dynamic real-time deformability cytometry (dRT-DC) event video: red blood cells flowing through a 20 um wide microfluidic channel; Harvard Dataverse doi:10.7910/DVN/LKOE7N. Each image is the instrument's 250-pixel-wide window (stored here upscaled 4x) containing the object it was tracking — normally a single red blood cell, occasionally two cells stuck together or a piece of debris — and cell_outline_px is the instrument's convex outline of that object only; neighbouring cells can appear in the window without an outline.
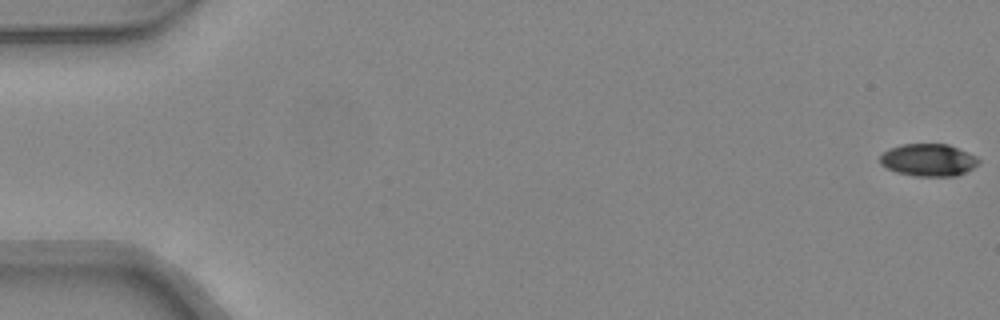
{"species": "common noctule bat (a hibernating species)", "species_latin": "Nyctalus noctula", "temperature_condition": "warm", "stored_images_in_passage": 16, "camera_frame_rate_fps": 3000, "um_per_image_px": 0.085, "animal": {"sex": "female", "body_mass_g": 24.6, "forearm_length_mm": 56.2}, "frame": {"image": 1, "passage_image": 1, "time_ms": 0.0, "image_size_px": [1000, 320], "cell_outline_px": [[980, 160], [972, 168], [956, 176], [912, 176], [896, 172], [880, 164], [880, 156], [888, 148], [900, 144], [948, 144], [976, 156]], "centroid_in_image_um": [78.87, 13.6], "position_along_channel_um": 6.1, "area_um2": 18.55}}
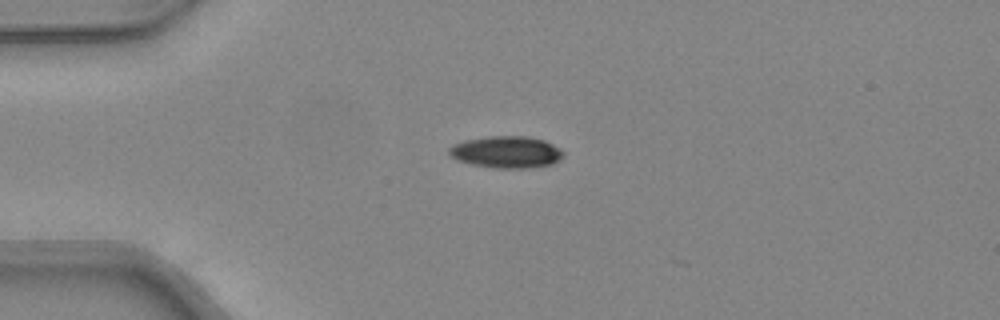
{"frame": {"image": 2, "passage_image": 13, "time_ms": 4.0, "image_size_px": [1000, 320], "cell_outline_px": [[564, 156], [560, 160], [552, 164], [528, 168], [492, 168], [472, 164], [456, 160], [448, 152], [448, 148], [464, 140], [488, 136], [528, 136], [544, 140], [560, 148], [564, 152]], "centroid_in_image_um": [43.06, 12.92], "position_along_channel_um": 41.9, "area_um2": 21.33}}